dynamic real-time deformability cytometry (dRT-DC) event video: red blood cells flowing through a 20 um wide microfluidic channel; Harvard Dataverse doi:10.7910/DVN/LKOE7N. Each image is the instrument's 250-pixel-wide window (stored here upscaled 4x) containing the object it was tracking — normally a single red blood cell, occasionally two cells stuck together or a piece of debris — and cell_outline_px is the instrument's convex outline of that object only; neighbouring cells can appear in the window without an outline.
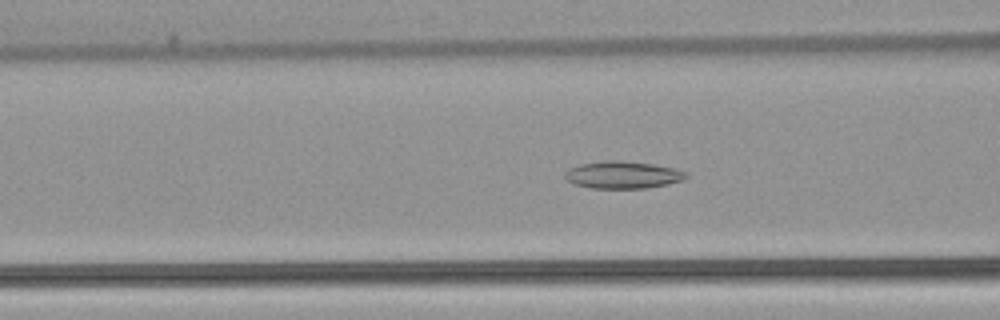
{"species": "common noctule bat (a hibernating species)", "species_latin": "Nyctalus noctula", "temperature_condition": "warm", "stored_images_in_passage": 53, "camera_frame_rate_fps": 3000, "um_per_image_px": 0.085, "animal": {"sex": "female", "body_mass_g": 22.7, "forearm_length_mm": 54.2}, "frame": {"image": 1, "passage_image": 21, "time_ms": 6.667, "image_size_px": [1000, 320], "cell_outline_px": [[688, 176], [684, 180], [668, 184], [648, 188], [592, 188], [576, 184], [568, 180], [564, 176], [564, 172], [568, 168], [580, 164], [604, 160], [620, 160], [652, 164], [676, 168], [688, 172]], "centroid_in_image_um": [52.97, 14.85], "position_along_channel_um": 113.6, "area_um2": 19.42}}
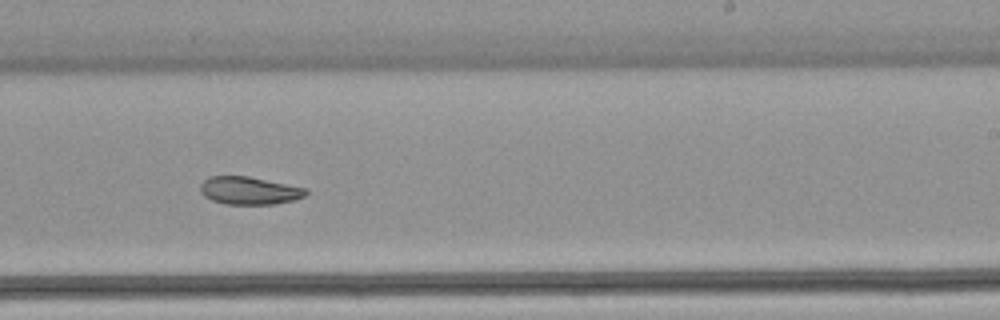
{"frame": {"image": 2, "passage_image": 33, "time_ms": 10.667, "image_size_px": [1000, 320], "cell_outline_px": [[308, 192], [304, 196], [292, 200], [272, 204], [228, 204], [212, 200], [204, 196], [200, 192], [200, 184], [208, 176], [248, 176], [308, 188]], "centroid_in_image_um": [21.17, 16.19], "position_along_channel_um": 267.8, "area_um2": 17.05}}
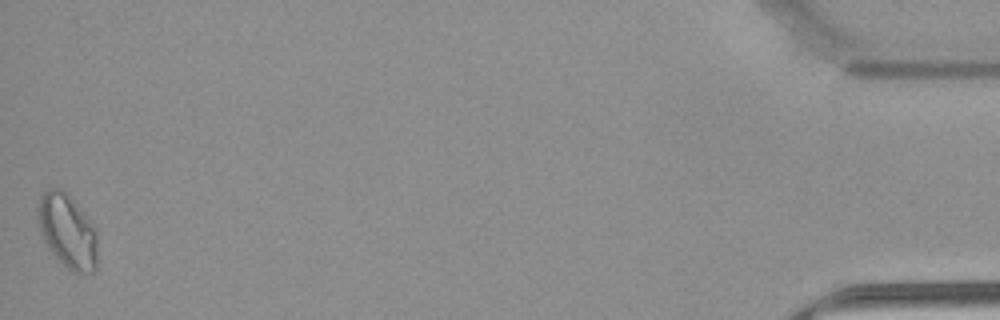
{"frame": {"image": 3, "passage_image": 53, "time_ms": 17.333, "image_size_px": [1000, 320], "cell_outline_px": [[96, 268], [92, 272], [76, 276], [52, 252], [44, 240], [36, 220], [36, 200], [48, 188], [64, 188], [72, 196], [96, 228]], "centroid_in_image_um": [5.71, 19.59], "position_along_channel_um": 429.5, "area_um2": 26.36}, "authors_computed_cell_mechanics": {"area_um2": 20.6924, "velocity_mm_per_s": 3.8676, "shape_relaxation_time_tau1_ms": null, "shape_relaxation_time_tau2_ms": 9.5737, "deformation_change_tau1": null, "deformation_change_tau2": 0.1456}}